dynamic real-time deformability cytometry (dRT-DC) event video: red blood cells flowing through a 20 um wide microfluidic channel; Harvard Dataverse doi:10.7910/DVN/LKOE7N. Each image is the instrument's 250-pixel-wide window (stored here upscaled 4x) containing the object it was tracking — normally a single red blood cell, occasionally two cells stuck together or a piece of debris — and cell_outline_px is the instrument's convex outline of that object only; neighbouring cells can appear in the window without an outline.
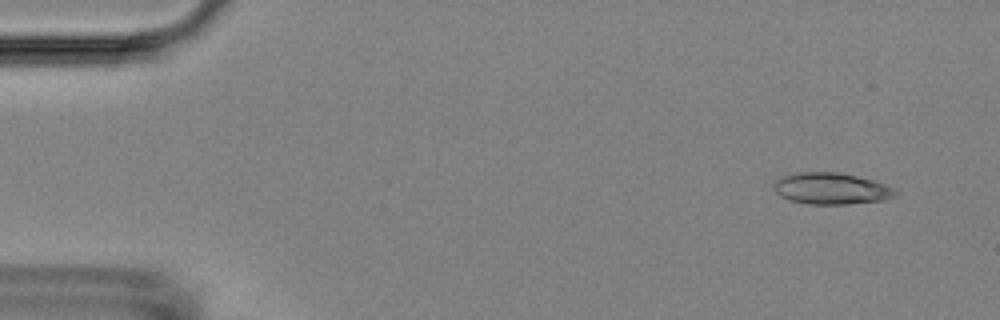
{"species": "Egyptian fruit bat (a non-hibernating species)", "species_latin": "Rousettus aegyptiacus", "temperature_condition": "room temperature", "stored_images_in_passage": 54, "camera_frame_rate_fps": 3000, "um_per_image_px": 0.085, "animal": {"sex": "female"}, "frame": {"image": 1, "passage_image": 4, "time_ms": 1.0, "image_size_px": [1000, 320], "cell_outline_px": [[900, 192], [896, 196], [884, 200], [848, 204], [808, 204], [792, 200], [780, 196], [776, 192], [776, 180], [784, 176], [796, 172], [840, 172], [872, 180], [896, 188]], "centroid_in_image_um": [70.73, 16.03], "position_along_channel_um": 14.3, "area_um2": 22.25}}
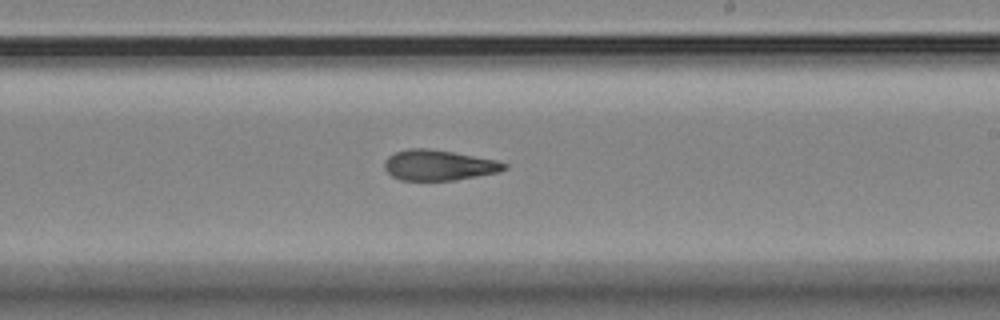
{"frame": {"image": 2, "passage_image": 32, "time_ms": 10.333, "image_size_px": [1000, 320], "cell_outline_px": [[508, 168], [496, 172], [456, 180], [400, 180], [392, 176], [384, 168], [384, 160], [388, 156], [396, 152], [408, 148], [428, 148], [452, 152], [496, 160], [508, 164]], "centroid_in_image_um": [37.26, 14.04], "position_along_channel_um": 251.7, "area_um2": 21.15}}
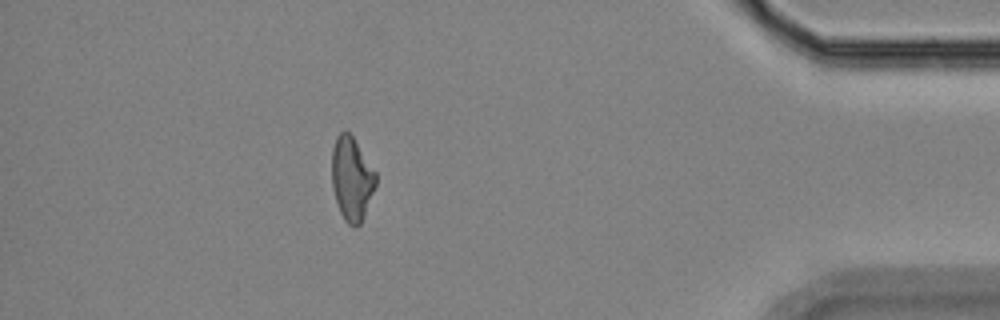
{"frame": {"image": 3, "passage_image": 48, "time_ms": 15.667, "image_size_px": [1000, 320], "cell_outline_px": [[376, 184], [364, 216], [360, 224], [356, 228], [348, 224], [344, 220], [340, 212], [336, 200], [332, 184], [332, 148], [336, 136], [344, 128], [352, 136], [376, 172]], "centroid_in_image_um": [29.89, 15.18], "position_along_channel_um": 405.3, "area_um2": 21.39}, "authors_computed_cell_mechanics": {"area_um2": 21.8195, "velocity_mm_per_s": 3.7041, "shape_relaxation_time_tau1_ms": 9.7099, "shape_relaxation_time_tau2_ms": 2.6188, "deformation_change_tau1": 0.208, "deformation_change_tau2": 0.1123}}